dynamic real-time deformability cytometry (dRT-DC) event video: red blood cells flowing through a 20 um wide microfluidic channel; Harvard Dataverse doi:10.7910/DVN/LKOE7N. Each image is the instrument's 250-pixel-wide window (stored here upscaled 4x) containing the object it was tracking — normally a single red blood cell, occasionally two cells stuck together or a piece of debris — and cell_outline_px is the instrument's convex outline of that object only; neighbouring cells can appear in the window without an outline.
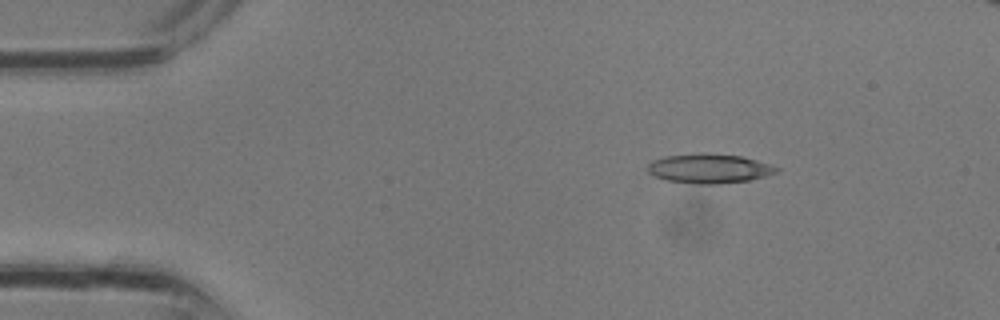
{"species": "common noctule bat (a hibernating species)", "species_latin": "Nyctalus noctula", "temperature_condition": "room temperature", "stored_images_in_passage": 3, "camera_frame_rate_fps": 3000, "um_per_image_px": 0.085, "animal": {"sex": "male", "body_mass_g": 13.3}, "frame": {"image": 1, "passage_image": 1, "time_ms": 0.0, "image_size_px": [1000, 320], "cell_outline_px": [[780, 172], [748, 180], [720, 184], [696, 184], [668, 180], [656, 176], [648, 172], [648, 164], [652, 160], [664, 156], [700, 152], [740, 156], [756, 160], [780, 168]], "centroid_in_image_um": [60.27, 14.31], "position_along_channel_um": 24.7, "area_um2": 22.08}}